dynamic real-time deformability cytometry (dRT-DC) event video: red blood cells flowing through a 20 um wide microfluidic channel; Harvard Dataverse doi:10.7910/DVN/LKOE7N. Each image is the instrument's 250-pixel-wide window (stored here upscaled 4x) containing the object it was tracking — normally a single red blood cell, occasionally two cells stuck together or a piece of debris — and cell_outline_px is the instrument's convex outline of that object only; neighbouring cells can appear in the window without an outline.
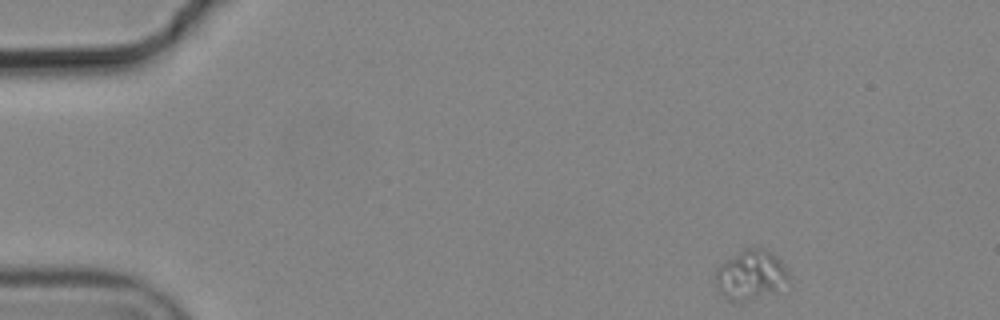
{"species": "common noctule bat (a hibernating species)", "species_latin": "Nyctalus noctula", "temperature_condition": "cold", "stored_images_in_passage": 3, "camera_frame_rate_fps": 3000, "um_per_image_px": 0.085, "animal": {"sex": "male", "body_mass_g": 19.2, "forearm_length_mm": 51.8}, "frame": {"image": 1, "passage_image": 1, "time_ms": 0.0, "image_size_px": [1000, 320], "cell_outline_px": [[792, 284], [776, 292], [744, 304], [740, 304], [728, 300], [720, 292], [716, 284], [716, 268], [720, 264], [744, 248], [752, 244], [764, 248], [772, 252], [784, 264], [788, 272]], "centroid_in_image_um": [63.87, 23.39], "position_along_channel_um": 21.1, "area_um2": 22.37}}